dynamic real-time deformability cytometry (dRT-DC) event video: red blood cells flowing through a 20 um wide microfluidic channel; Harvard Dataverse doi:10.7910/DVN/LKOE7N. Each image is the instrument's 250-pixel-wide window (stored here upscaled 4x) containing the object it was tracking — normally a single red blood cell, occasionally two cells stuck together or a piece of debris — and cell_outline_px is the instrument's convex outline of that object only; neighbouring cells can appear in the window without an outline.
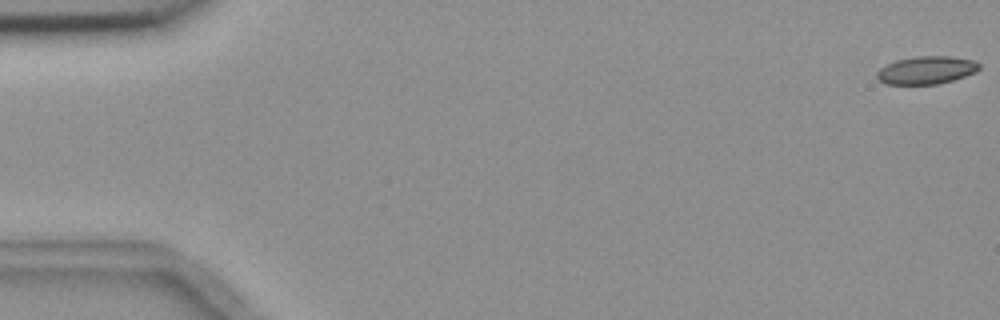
{"species": "common noctule bat (a hibernating species)", "species_latin": "Nyctalus noctula", "temperature_condition": "room temperature", "stored_images_in_passage": 5, "camera_frame_rate_fps": 3000, "um_per_image_px": 0.085, "animal": {"sex": "female", "body_mass_g": 18.4}, "frame": {"image": 1, "passage_image": 1, "time_ms": 0.0, "image_size_px": [1000, 320], "cell_outline_px": [[980, 68], [976, 72], [952, 80], [936, 84], [884, 84], [876, 76], [876, 72], [880, 68], [896, 60], [916, 56], [952, 56], [972, 60], [980, 64]], "centroid_in_image_um": [78.74, 5.96], "position_along_channel_um": 6.3, "area_um2": 16.53}}